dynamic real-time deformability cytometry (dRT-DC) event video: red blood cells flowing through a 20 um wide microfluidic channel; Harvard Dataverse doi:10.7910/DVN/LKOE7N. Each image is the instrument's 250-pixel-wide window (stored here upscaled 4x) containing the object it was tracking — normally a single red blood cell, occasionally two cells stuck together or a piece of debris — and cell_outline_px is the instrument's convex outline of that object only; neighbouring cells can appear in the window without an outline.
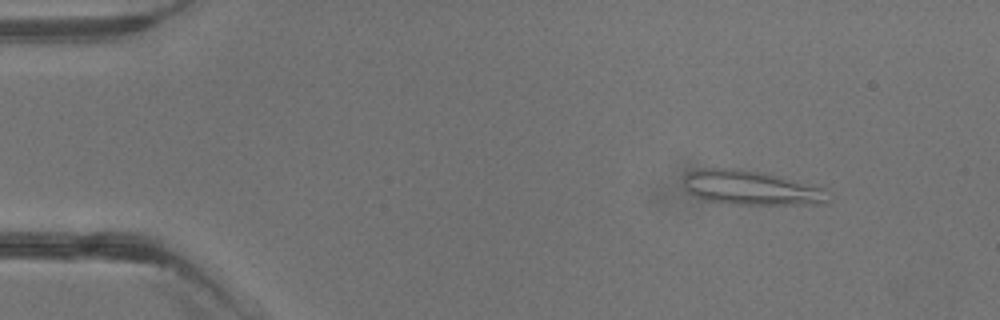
{"species": "common noctule bat (a hibernating species)", "species_latin": "Nyctalus noctula", "temperature_condition": "warm", "stored_images_in_passage": 5, "camera_frame_rate_fps": 3000, "um_per_image_px": 0.085, "animal": {"sex": "male", "body_mass_g": 13.3}, "frame": {"image": 1, "passage_image": 2, "time_ms": 1.0, "image_size_px": [1000, 320], "cell_outline_px": [[828, 204], [736, 204], [704, 200], [688, 192], [684, 184], [684, 176], [688, 172], [704, 168], [744, 168], [764, 172], [824, 188], [828, 200]], "centroid_in_image_um": [63.82, 15.95], "position_along_channel_um": 21.2, "area_um2": 28.96}}